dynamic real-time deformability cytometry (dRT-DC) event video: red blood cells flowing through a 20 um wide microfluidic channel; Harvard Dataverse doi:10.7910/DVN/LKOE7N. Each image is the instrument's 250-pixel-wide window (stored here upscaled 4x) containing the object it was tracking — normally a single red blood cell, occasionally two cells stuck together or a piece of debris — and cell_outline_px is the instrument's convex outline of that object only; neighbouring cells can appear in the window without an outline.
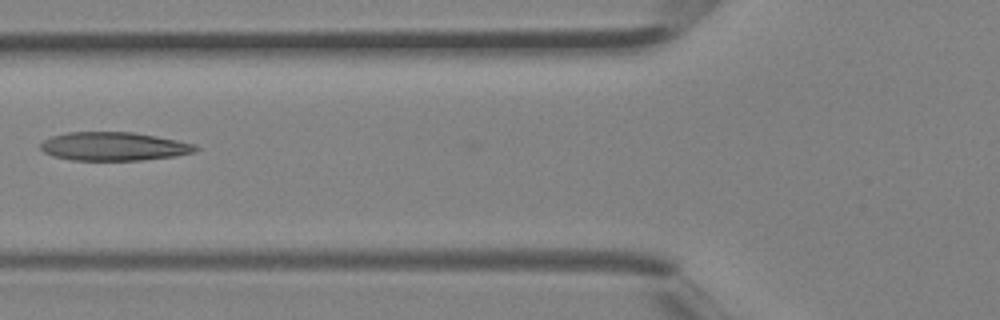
{"species": "Egyptian fruit bat (a non-hibernating species)", "species_latin": "Rousettus aegyptiacus", "temperature_condition": "room temperature", "stored_images_in_passage": 5, "camera_frame_rate_fps": 3000, "um_per_image_px": 0.085, "animal": {"sex": "female"}, "frame": {"image": 1, "passage_image": 5, "time_ms": 1.333, "image_size_px": [1000, 320], "cell_outline_px": [[200, 148], [192, 152], [176, 156], [144, 160], [72, 160], [52, 156], [44, 152], [40, 148], [40, 144], [44, 140], [52, 136], [68, 132], [132, 132], [156, 136], [196, 144]], "centroid_in_image_um": [9.67, 12.44], "position_along_channel_um": 116.1, "area_um2": 25.78}}